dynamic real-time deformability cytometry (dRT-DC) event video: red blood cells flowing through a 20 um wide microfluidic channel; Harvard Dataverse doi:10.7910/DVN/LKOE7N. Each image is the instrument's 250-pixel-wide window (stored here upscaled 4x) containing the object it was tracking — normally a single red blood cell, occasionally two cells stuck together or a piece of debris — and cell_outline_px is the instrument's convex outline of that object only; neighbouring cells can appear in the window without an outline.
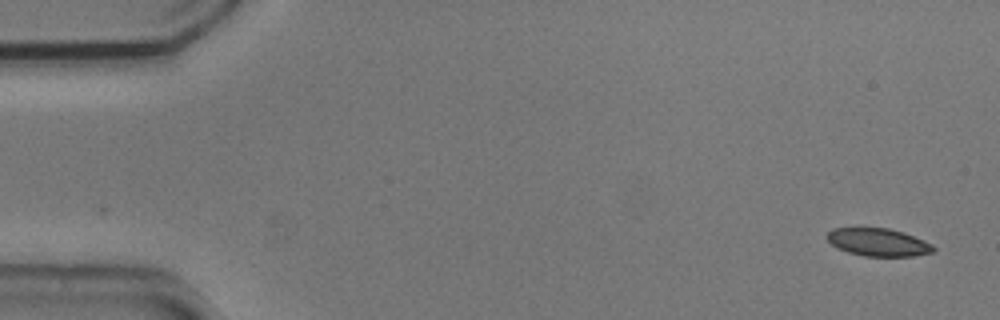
{"species": "common noctule bat (a hibernating species)", "species_latin": "Nyctalus noctula", "temperature_condition": "cold", "stored_images_in_passage": 54, "camera_frame_rate_fps": 3000, "um_per_image_px": 0.085, "animal": {"sex": "male", "body_mass_g": 20.5, "forearm_length_mm": 52.5}, "frame": {"image": 1, "passage_image": 1, "time_ms": 0.0, "image_size_px": [1000, 320], "cell_outline_px": [[936, 248], [932, 252], [912, 256], [864, 256], [848, 252], [832, 244], [824, 236], [832, 228], [888, 228], [904, 232], [924, 240], [932, 244]], "centroid_in_image_um": [74.65, 20.58], "position_along_channel_um": 10.3, "area_um2": 17.17}}
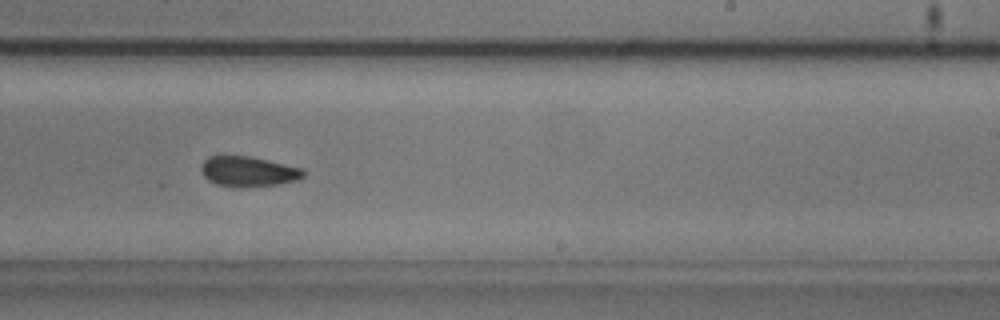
{"frame": {"image": 2, "passage_image": 32, "time_ms": 10.333, "image_size_px": [1000, 320], "cell_outline_px": [[304, 176], [300, 180], [280, 184], [244, 188], [240, 188], [216, 184], [208, 180], [204, 176], [200, 168], [200, 164], [208, 156], [248, 156], [304, 168]], "centroid_in_image_um": [21.11, 14.59], "position_along_channel_um": 267.9, "area_um2": 18.26}}
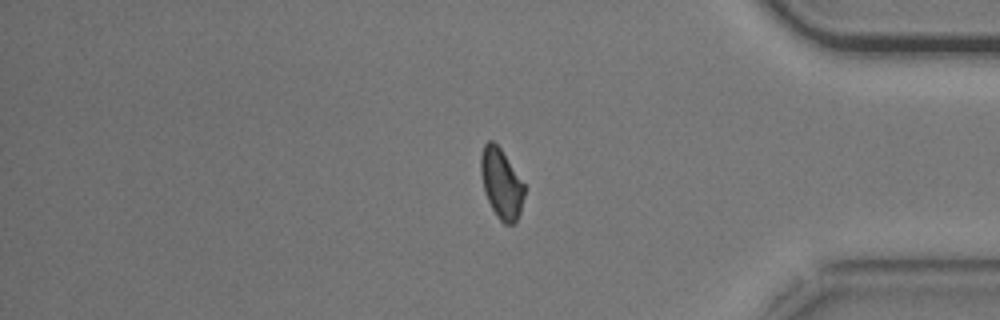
{"frame": {"image": 3, "passage_image": 44, "time_ms": 14.333, "image_size_px": [1000, 320], "cell_outline_px": [[524, 196], [520, 212], [516, 220], [512, 224], [504, 224], [496, 216], [484, 192], [480, 172], [480, 156], [484, 144], [488, 140], [492, 140], [500, 148], [524, 184]], "centroid_in_image_um": [42.58, 15.6], "position_along_channel_um": 392.6, "area_um2": 17.57}}